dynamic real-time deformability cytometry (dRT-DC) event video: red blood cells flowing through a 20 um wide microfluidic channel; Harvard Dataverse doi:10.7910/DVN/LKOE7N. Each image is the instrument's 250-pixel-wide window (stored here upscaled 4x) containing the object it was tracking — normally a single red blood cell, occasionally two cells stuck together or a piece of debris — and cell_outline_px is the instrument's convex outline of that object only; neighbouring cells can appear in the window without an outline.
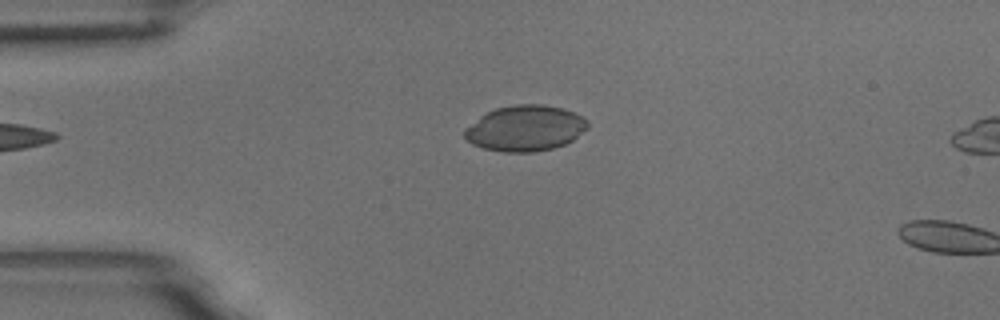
{"species": "common noctule bat (a hibernating species)", "species_latin": "Nyctalus noctula", "temperature_condition": "room temperature", "stored_images_in_passage": 2, "camera_frame_rate_fps": 3000, "um_per_image_px": 0.085, "animal": {"sex": "male", "body_mass_g": 18.8}, "frame": {"image": 1, "passage_image": 1, "time_ms": 0.0, "image_size_px": [1000, 320], "cell_outline_px": [[588, 128], [572, 140], [564, 144], [552, 148], [532, 152], [500, 152], [484, 148], [472, 144], [464, 136], [464, 128], [480, 116], [496, 108], [512, 104], [544, 104], [564, 108], [584, 116], [588, 120]], "centroid_in_image_um": [44.65, 10.89], "position_along_channel_um": 40.3, "area_um2": 33.0}}